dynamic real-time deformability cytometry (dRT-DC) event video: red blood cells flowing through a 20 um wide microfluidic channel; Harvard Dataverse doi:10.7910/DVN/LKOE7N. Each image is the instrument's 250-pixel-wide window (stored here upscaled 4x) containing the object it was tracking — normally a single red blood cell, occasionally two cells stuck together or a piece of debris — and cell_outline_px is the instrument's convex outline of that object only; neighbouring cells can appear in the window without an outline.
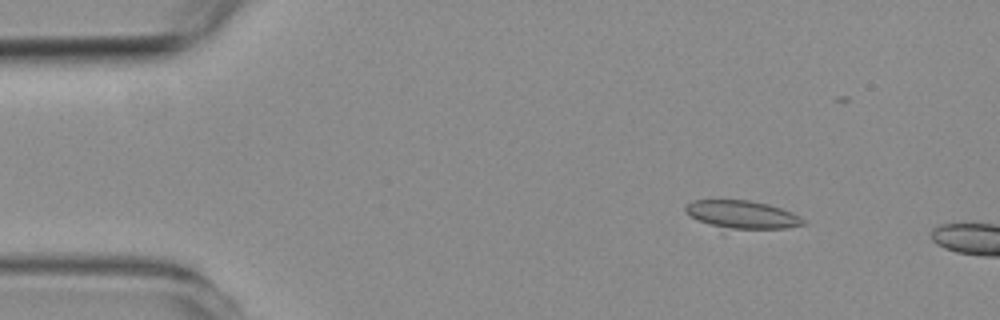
{"species": "common noctule bat (a hibernating species)", "species_latin": "Nyctalus noctula", "temperature_condition": "room temperature", "stored_images_in_passage": 4, "camera_frame_rate_fps": 3000, "um_per_image_px": 0.085, "animal": {"sex": "female", "body_mass_g": 19.3, "forearm_length_mm": 54.1}, "frame": {"image": 1, "passage_image": 2, "time_ms": 1.0, "image_size_px": [1000, 320], "cell_outline_px": [[808, 224], [784, 228], [724, 236], [688, 216], [684, 212], [684, 208], [692, 200], [748, 200], [768, 204], [792, 212], [800, 216]], "centroid_in_image_um": [62.98, 18.38], "position_along_channel_um": 22.0, "area_um2": 21.68}}